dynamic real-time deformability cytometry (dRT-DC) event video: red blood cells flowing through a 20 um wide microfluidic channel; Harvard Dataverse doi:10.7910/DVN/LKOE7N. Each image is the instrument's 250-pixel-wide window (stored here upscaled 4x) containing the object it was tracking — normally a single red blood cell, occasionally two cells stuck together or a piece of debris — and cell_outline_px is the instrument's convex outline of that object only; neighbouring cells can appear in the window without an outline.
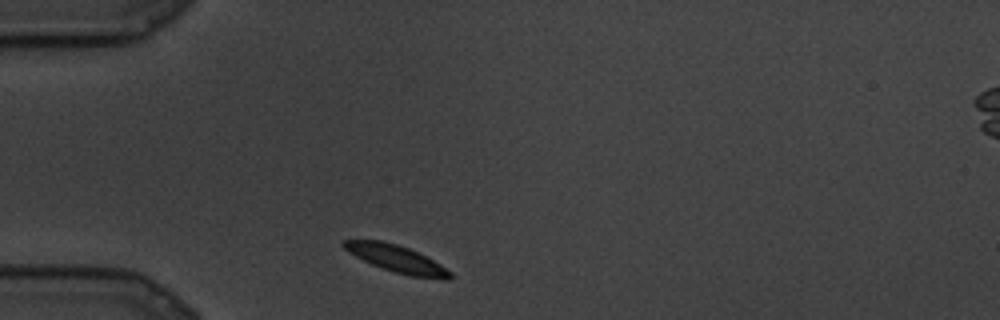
{"species": "common noctule bat (a hibernating species)", "species_latin": "Nyctalus noctula", "temperature_condition": "cold", "stored_images_in_passage": 70, "camera_frame_rate_fps": 3000, "um_per_image_px": 0.085, "animal": {"sex": "male", "body_mass_g": 19.5, "forearm_length_mm": 54.6}, "frame": {"image": 1, "passage_image": 1, "time_ms": 0.0, "image_size_px": [1000, 320], "cell_outline_px": [[452, 276], [448, 280], [444, 280], [408, 276], [380, 268], [348, 252], [340, 244], [344, 240], [380, 240], [396, 244], [408, 248], [440, 264], [452, 272]], "centroid_in_image_um": [33.72, 22.02], "position_along_channel_um": 51.3, "area_um2": 16.76}}
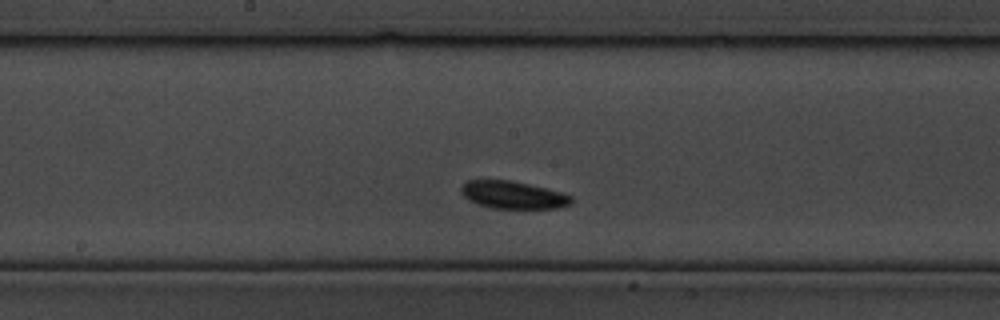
{"frame": {"image": 2, "passage_image": 25, "time_ms": 8.0, "image_size_px": [1000, 320], "cell_outline_px": [[572, 204], [556, 208], [492, 208], [476, 204], [468, 200], [460, 192], [460, 188], [468, 180], [508, 180], [528, 184], [560, 192], [572, 196]], "centroid_in_image_um": [43.58, 16.58], "position_along_channel_um": 204.6, "area_um2": 17.57}}
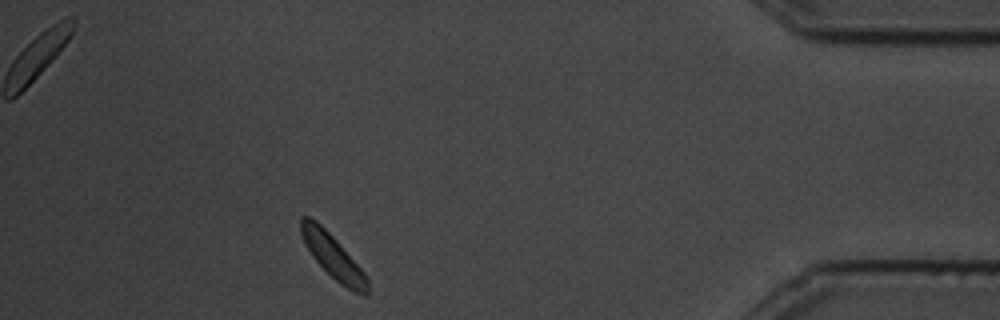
{"frame": {"image": 3, "passage_image": 60, "time_ms": 19.667, "image_size_px": [1000, 320], "cell_outline_px": [[368, 296], [364, 296], [340, 284], [312, 256], [304, 244], [300, 232], [300, 216], [308, 216], [316, 220], [336, 240], [368, 276]], "centroid_in_image_um": [28.29, 21.78], "position_along_channel_um": 406.9, "area_um2": 16.82}}